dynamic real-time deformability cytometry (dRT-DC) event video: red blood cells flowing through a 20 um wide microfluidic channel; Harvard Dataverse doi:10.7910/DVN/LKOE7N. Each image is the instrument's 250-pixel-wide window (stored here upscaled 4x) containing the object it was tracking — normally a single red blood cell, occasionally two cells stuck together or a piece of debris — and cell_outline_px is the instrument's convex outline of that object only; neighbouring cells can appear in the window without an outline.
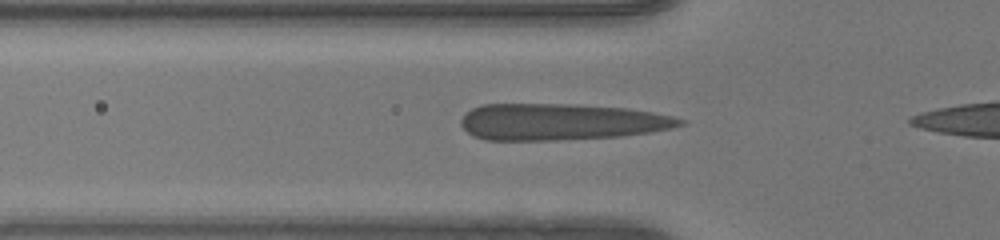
{"species": "human", "species_latin": "Homo sapiens", "temperature_condition": "warm", "stored_images_in_passage": 33, "camera_frame_rate_fps": 3000, "um_per_image_px": 0.085, "donor": {"sex": "female"}, "frame": {"image": 1, "passage_image": 9, "time_ms": 2.667, "image_size_px": [1000, 240], "cell_outline_px": [[684, 124], [672, 128], [652, 132], [620, 136], [556, 140], [484, 140], [472, 136], [460, 124], [460, 120], [472, 108], [484, 104], [568, 104], [628, 108], [652, 112], [672, 116], [684, 120]], "centroid_in_image_um": [47.67, 10.36], "position_along_channel_um": 78.1, "area_um2": 46.64}}
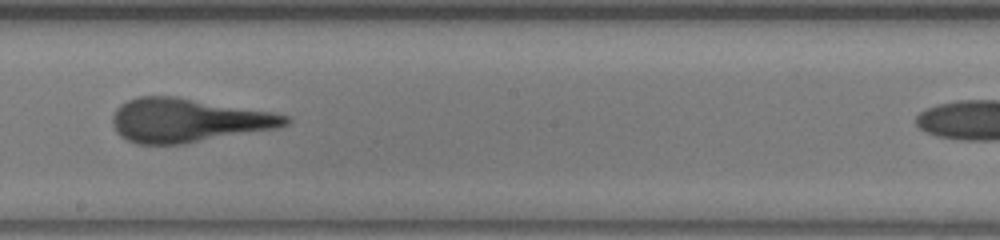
{"frame": {"image": 2, "passage_image": 20, "time_ms": 6.333, "image_size_px": [1000, 240], "cell_outline_px": [[292, 120], [288, 124], [276, 128], [184, 144], [136, 144], [120, 136], [116, 132], [112, 124], [112, 116], [116, 108], [120, 104], [136, 96], [176, 96], [272, 112], [288, 116]], "centroid_in_image_um": [15.94, 10.22], "position_along_channel_um": 232.3, "area_um2": 44.22}}
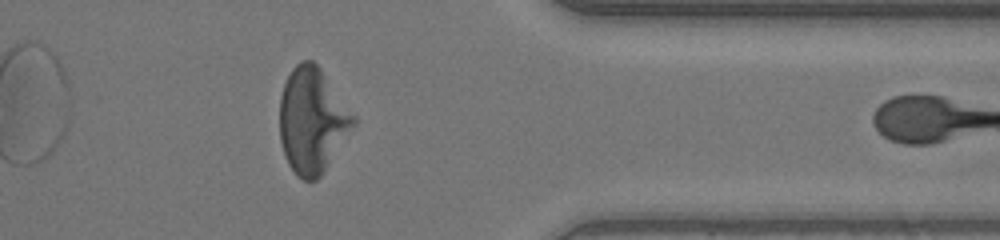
{"frame": {"image": 3, "passage_image": 32, "time_ms": 10.333, "image_size_px": [1000, 240], "cell_outline_px": [[356, 124], [320, 176], [316, 180], [304, 180], [296, 176], [288, 164], [284, 156], [280, 140], [280, 96], [284, 84], [292, 68], [300, 60], [312, 60], [320, 68], [356, 116]], "centroid_in_image_um": [26.53, 10.24], "position_along_channel_um": 384.9, "area_um2": 45.26}}